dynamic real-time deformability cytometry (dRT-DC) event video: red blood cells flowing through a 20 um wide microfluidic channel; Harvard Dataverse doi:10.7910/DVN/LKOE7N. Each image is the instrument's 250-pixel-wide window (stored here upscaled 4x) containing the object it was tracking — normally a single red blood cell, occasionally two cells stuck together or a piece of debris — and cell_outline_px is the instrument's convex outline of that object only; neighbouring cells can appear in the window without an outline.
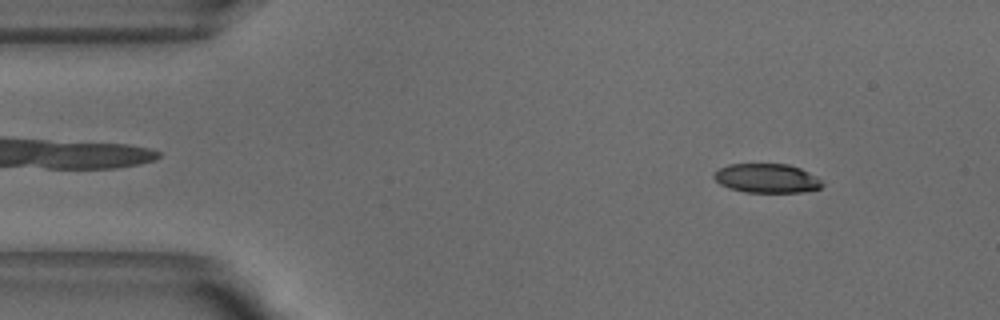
{"species": "common noctule bat (a hibernating species)", "species_latin": "Nyctalus noctula", "temperature_condition": "warm", "stored_images_in_passage": 51, "camera_frame_rate_fps": 3000, "um_per_image_px": 0.085, "animal": {"sex": "male", "body_mass_g": 18.8}, "frame": {"image": 1, "passage_image": 5, "time_ms": 1.333, "image_size_px": [1000, 320], "cell_outline_px": [[824, 184], [820, 188], [800, 192], [744, 192], [728, 188], [720, 184], [712, 176], [712, 172], [728, 164], [788, 164], [800, 168], [816, 176]], "centroid_in_image_um": [65.14, 15.15], "position_along_channel_um": 19.9, "area_um2": 18.44}}
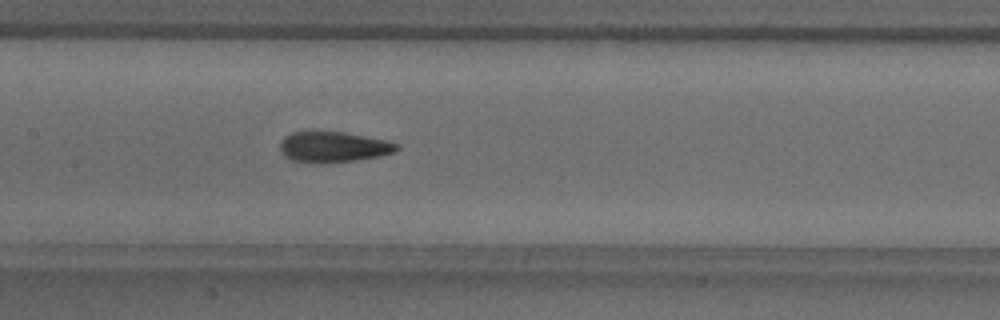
{"frame": {"image": 2, "passage_image": 23, "time_ms": 7.333, "image_size_px": [1000, 320], "cell_outline_px": [[400, 148], [396, 152], [356, 160], [324, 164], [312, 164], [292, 160], [284, 156], [280, 148], [280, 140], [284, 136], [292, 132], [312, 128], [344, 132], [384, 140], [400, 144]], "centroid_in_image_um": [28.26, 12.46], "position_along_channel_um": 179.1, "area_um2": 21.73}}
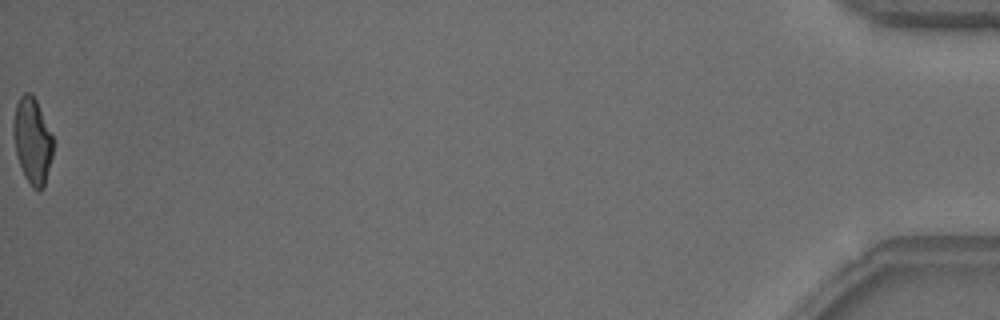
{"frame": {"image": 3, "passage_image": 51, "time_ms": 16.667, "image_size_px": [1000, 320], "cell_outline_px": [[52, 156], [44, 188], [40, 192], [32, 188], [24, 176], [16, 156], [12, 132], [12, 124], [16, 104], [20, 96], [24, 92], [32, 92], [36, 100], [52, 136]], "centroid_in_image_um": [2.72, 11.99], "position_along_channel_um": 432.5, "area_um2": 20.06}, "authors_computed_cell_mechanics": {"area_um2": 20.6346, "velocity_mm_per_s": 3.858, "shape_relaxation_time_tau1_ms": 2.6922, "shape_relaxation_time_tau2_ms": 1.0014, "deformation_change_tau1": 0.1654, "deformation_change_tau2": 0.0849}}